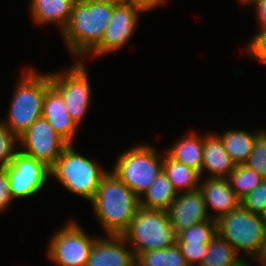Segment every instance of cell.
<instances>
[{"mask_svg":"<svg viewBox=\"0 0 266 266\" xmlns=\"http://www.w3.org/2000/svg\"><path fill=\"white\" fill-rule=\"evenodd\" d=\"M163 156V170L179 192L193 191L199 188L200 173L181 162L174 160L165 150Z\"/></svg>","mask_w":266,"mask_h":266,"instance_id":"obj_22","label":"cell"},{"mask_svg":"<svg viewBox=\"0 0 266 266\" xmlns=\"http://www.w3.org/2000/svg\"><path fill=\"white\" fill-rule=\"evenodd\" d=\"M142 13V9L131 4L116 5L102 41L84 58L104 57L126 46L136 31Z\"/></svg>","mask_w":266,"mask_h":266,"instance_id":"obj_11","label":"cell"},{"mask_svg":"<svg viewBox=\"0 0 266 266\" xmlns=\"http://www.w3.org/2000/svg\"><path fill=\"white\" fill-rule=\"evenodd\" d=\"M104 237L94 242L86 266H135V255L122 236Z\"/></svg>","mask_w":266,"mask_h":266,"instance_id":"obj_15","label":"cell"},{"mask_svg":"<svg viewBox=\"0 0 266 266\" xmlns=\"http://www.w3.org/2000/svg\"><path fill=\"white\" fill-rule=\"evenodd\" d=\"M162 5H164V3H166L167 0H158Z\"/></svg>","mask_w":266,"mask_h":266,"instance_id":"obj_40","label":"cell"},{"mask_svg":"<svg viewBox=\"0 0 266 266\" xmlns=\"http://www.w3.org/2000/svg\"><path fill=\"white\" fill-rule=\"evenodd\" d=\"M217 234L216 220L210 219L180 231L177 234V244L210 243Z\"/></svg>","mask_w":266,"mask_h":266,"instance_id":"obj_26","label":"cell"},{"mask_svg":"<svg viewBox=\"0 0 266 266\" xmlns=\"http://www.w3.org/2000/svg\"><path fill=\"white\" fill-rule=\"evenodd\" d=\"M19 151L42 162L49 169L68 145L43 117L18 137Z\"/></svg>","mask_w":266,"mask_h":266,"instance_id":"obj_10","label":"cell"},{"mask_svg":"<svg viewBox=\"0 0 266 266\" xmlns=\"http://www.w3.org/2000/svg\"><path fill=\"white\" fill-rule=\"evenodd\" d=\"M164 153L151 144H136L119 155L112 172L140 199L163 170Z\"/></svg>","mask_w":266,"mask_h":266,"instance_id":"obj_5","label":"cell"},{"mask_svg":"<svg viewBox=\"0 0 266 266\" xmlns=\"http://www.w3.org/2000/svg\"><path fill=\"white\" fill-rule=\"evenodd\" d=\"M261 131L260 129V131L257 130L251 133L244 129H229L222 134H216L220 137L226 152L233 162L236 165H241L245 164L250 157L255 138Z\"/></svg>","mask_w":266,"mask_h":266,"instance_id":"obj_20","label":"cell"},{"mask_svg":"<svg viewBox=\"0 0 266 266\" xmlns=\"http://www.w3.org/2000/svg\"><path fill=\"white\" fill-rule=\"evenodd\" d=\"M21 74L10 100L7 120H2L17 137L42 117L44 95L51 85L49 72L39 73L27 67Z\"/></svg>","mask_w":266,"mask_h":266,"instance_id":"obj_3","label":"cell"},{"mask_svg":"<svg viewBox=\"0 0 266 266\" xmlns=\"http://www.w3.org/2000/svg\"><path fill=\"white\" fill-rule=\"evenodd\" d=\"M177 245L189 266H199L207 254L209 243Z\"/></svg>","mask_w":266,"mask_h":266,"instance_id":"obj_31","label":"cell"},{"mask_svg":"<svg viewBox=\"0 0 266 266\" xmlns=\"http://www.w3.org/2000/svg\"><path fill=\"white\" fill-rule=\"evenodd\" d=\"M101 166L77 152L72 144H68L49 169V173L66 190L91 201L101 179L108 173V170Z\"/></svg>","mask_w":266,"mask_h":266,"instance_id":"obj_4","label":"cell"},{"mask_svg":"<svg viewBox=\"0 0 266 266\" xmlns=\"http://www.w3.org/2000/svg\"><path fill=\"white\" fill-rule=\"evenodd\" d=\"M76 0H30V17L36 25H57L61 33L67 25Z\"/></svg>","mask_w":266,"mask_h":266,"instance_id":"obj_18","label":"cell"},{"mask_svg":"<svg viewBox=\"0 0 266 266\" xmlns=\"http://www.w3.org/2000/svg\"><path fill=\"white\" fill-rule=\"evenodd\" d=\"M178 192L162 170L153 184L140 198V207L149 210L168 211Z\"/></svg>","mask_w":266,"mask_h":266,"instance_id":"obj_21","label":"cell"},{"mask_svg":"<svg viewBox=\"0 0 266 266\" xmlns=\"http://www.w3.org/2000/svg\"><path fill=\"white\" fill-rule=\"evenodd\" d=\"M247 55L258 63L266 65V29L258 30L246 46Z\"/></svg>","mask_w":266,"mask_h":266,"instance_id":"obj_30","label":"cell"},{"mask_svg":"<svg viewBox=\"0 0 266 266\" xmlns=\"http://www.w3.org/2000/svg\"><path fill=\"white\" fill-rule=\"evenodd\" d=\"M199 190L211 219L217 220L241 205V199L231 188L228 178L201 176Z\"/></svg>","mask_w":266,"mask_h":266,"instance_id":"obj_14","label":"cell"},{"mask_svg":"<svg viewBox=\"0 0 266 266\" xmlns=\"http://www.w3.org/2000/svg\"><path fill=\"white\" fill-rule=\"evenodd\" d=\"M250 260H253V263H257L259 266H266V234L258 252Z\"/></svg>","mask_w":266,"mask_h":266,"instance_id":"obj_35","label":"cell"},{"mask_svg":"<svg viewBox=\"0 0 266 266\" xmlns=\"http://www.w3.org/2000/svg\"><path fill=\"white\" fill-rule=\"evenodd\" d=\"M42 117L67 144L73 145L79 127L68 114L61 93L52 84L44 95Z\"/></svg>","mask_w":266,"mask_h":266,"instance_id":"obj_16","label":"cell"},{"mask_svg":"<svg viewBox=\"0 0 266 266\" xmlns=\"http://www.w3.org/2000/svg\"><path fill=\"white\" fill-rule=\"evenodd\" d=\"M263 179H266V130L256 136L253 150L245 163Z\"/></svg>","mask_w":266,"mask_h":266,"instance_id":"obj_28","label":"cell"},{"mask_svg":"<svg viewBox=\"0 0 266 266\" xmlns=\"http://www.w3.org/2000/svg\"><path fill=\"white\" fill-rule=\"evenodd\" d=\"M246 260V257H242L239 258L238 260H236L233 264L229 265V266H252L251 264H249L250 262Z\"/></svg>","mask_w":266,"mask_h":266,"instance_id":"obj_36","label":"cell"},{"mask_svg":"<svg viewBox=\"0 0 266 266\" xmlns=\"http://www.w3.org/2000/svg\"><path fill=\"white\" fill-rule=\"evenodd\" d=\"M125 4H131L139 7L144 12L152 11L157 7H161L162 4L158 0H124Z\"/></svg>","mask_w":266,"mask_h":266,"instance_id":"obj_34","label":"cell"},{"mask_svg":"<svg viewBox=\"0 0 266 266\" xmlns=\"http://www.w3.org/2000/svg\"><path fill=\"white\" fill-rule=\"evenodd\" d=\"M18 137L0 119V167H7L19 151Z\"/></svg>","mask_w":266,"mask_h":266,"instance_id":"obj_27","label":"cell"},{"mask_svg":"<svg viewBox=\"0 0 266 266\" xmlns=\"http://www.w3.org/2000/svg\"><path fill=\"white\" fill-rule=\"evenodd\" d=\"M94 1L107 2L115 5L124 4V0H94Z\"/></svg>","mask_w":266,"mask_h":266,"instance_id":"obj_37","label":"cell"},{"mask_svg":"<svg viewBox=\"0 0 266 266\" xmlns=\"http://www.w3.org/2000/svg\"><path fill=\"white\" fill-rule=\"evenodd\" d=\"M116 5L76 0L69 21L60 33L73 60H83L103 39Z\"/></svg>","mask_w":266,"mask_h":266,"instance_id":"obj_1","label":"cell"},{"mask_svg":"<svg viewBox=\"0 0 266 266\" xmlns=\"http://www.w3.org/2000/svg\"><path fill=\"white\" fill-rule=\"evenodd\" d=\"M70 68L49 72L51 84L61 93L66 110L75 124L83 123L92 101L89 73L83 60H75Z\"/></svg>","mask_w":266,"mask_h":266,"instance_id":"obj_8","label":"cell"},{"mask_svg":"<svg viewBox=\"0 0 266 266\" xmlns=\"http://www.w3.org/2000/svg\"><path fill=\"white\" fill-rule=\"evenodd\" d=\"M217 234L226 240L240 256L253 258L265 237L261 215L249 212L242 205L216 220ZM241 252V253H240ZM240 253V254H239Z\"/></svg>","mask_w":266,"mask_h":266,"instance_id":"obj_7","label":"cell"},{"mask_svg":"<svg viewBox=\"0 0 266 266\" xmlns=\"http://www.w3.org/2000/svg\"><path fill=\"white\" fill-rule=\"evenodd\" d=\"M8 172L13 199L29 198L36 195L47 184L49 168L35 158L18 151L11 163L5 167Z\"/></svg>","mask_w":266,"mask_h":266,"instance_id":"obj_12","label":"cell"},{"mask_svg":"<svg viewBox=\"0 0 266 266\" xmlns=\"http://www.w3.org/2000/svg\"><path fill=\"white\" fill-rule=\"evenodd\" d=\"M13 200L7 169L0 167V213H4L11 206Z\"/></svg>","mask_w":266,"mask_h":266,"instance_id":"obj_32","label":"cell"},{"mask_svg":"<svg viewBox=\"0 0 266 266\" xmlns=\"http://www.w3.org/2000/svg\"><path fill=\"white\" fill-rule=\"evenodd\" d=\"M240 257L226 240L216 234L199 266H229Z\"/></svg>","mask_w":266,"mask_h":266,"instance_id":"obj_24","label":"cell"},{"mask_svg":"<svg viewBox=\"0 0 266 266\" xmlns=\"http://www.w3.org/2000/svg\"><path fill=\"white\" fill-rule=\"evenodd\" d=\"M242 5H250V4H254L256 1H259V0H238Z\"/></svg>","mask_w":266,"mask_h":266,"instance_id":"obj_38","label":"cell"},{"mask_svg":"<svg viewBox=\"0 0 266 266\" xmlns=\"http://www.w3.org/2000/svg\"><path fill=\"white\" fill-rule=\"evenodd\" d=\"M135 260V266H189L177 244L139 253Z\"/></svg>","mask_w":266,"mask_h":266,"instance_id":"obj_23","label":"cell"},{"mask_svg":"<svg viewBox=\"0 0 266 266\" xmlns=\"http://www.w3.org/2000/svg\"><path fill=\"white\" fill-rule=\"evenodd\" d=\"M266 228V211L261 215Z\"/></svg>","mask_w":266,"mask_h":266,"instance_id":"obj_39","label":"cell"},{"mask_svg":"<svg viewBox=\"0 0 266 266\" xmlns=\"http://www.w3.org/2000/svg\"><path fill=\"white\" fill-rule=\"evenodd\" d=\"M241 205L253 214L262 215L266 211V179L241 199Z\"/></svg>","mask_w":266,"mask_h":266,"instance_id":"obj_29","label":"cell"},{"mask_svg":"<svg viewBox=\"0 0 266 266\" xmlns=\"http://www.w3.org/2000/svg\"><path fill=\"white\" fill-rule=\"evenodd\" d=\"M90 203L106 236H122L140 207V199L112 171L101 179Z\"/></svg>","mask_w":266,"mask_h":266,"instance_id":"obj_2","label":"cell"},{"mask_svg":"<svg viewBox=\"0 0 266 266\" xmlns=\"http://www.w3.org/2000/svg\"><path fill=\"white\" fill-rule=\"evenodd\" d=\"M165 151L176 161L197 170L201 175L203 163V136L190 132Z\"/></svg>","mask_w":266,"mask_h":266,"instance_id":"obj_19","label":"cell"},{"mask_svg":"<svg viewBox=\"0 0 266 266\" xmlns=\"http://www.w3.org/2000/svg\"><path fill=\"white\" fill-rule=\"evenodd\" d=\"M97 238L76 221L69 220L49 239L47 257L55 266H86Z\"/></svg>","mask_w":266,"mask_h":266,"instance_id":"obj_9","label":"cell"},{"mask_svg":"<svg viewBox=\"0 0 266 266\" xmlns=\"http://www.w3.org/2000/svg\"><path fill=\"white\" fill-rule=\"evenodd\" d=\"M236 164L226 152L220 137L213 133L203 136V163L201 168L202 177L228 178L235 169ZM207 172L206 176L203 174ZM209 173V174H208Z\"/></svg>","mask_w":266,"mask_h":266,"instance_id":"obj_17","label":"cell"},{"mask_svg":"<svg viewBox=\"0 0 266 266\" xmlns=\"http://www.w3.org/2000/svg\"><path fill=\"white\" fill-rule=\"evenodd\" d=\"M252 6L254 9L256 8V19L258 26H260L258 30L266 29V0L256 1Z\"/></svg>","mask_w":266,"mask_h":266,"instance_id":"obj_33","label":"cell"},{"mask_svg":"<svg viewBox=\"0 0 266 266\" xmlns=\"http://www.w3.org/2000/svg\"><path fill=\"white\" fill-rule=\"evenodd\" d=\"M167 212L176 234L192 225L211 219L199 188L179 192Z\"/></svg>","mask_w":266,"mask_h":266,"instance_id":"obj_13","label":"cell"},{"mask_svg":"<svg viewBox=\"0 0 266 266\" xmlns=\"http://www.w3.org/2000/svg\"><path fill=\"white\" fill-rule=\"evenodd\" d=\"M228 181L235 194L242 199L252 192L263 181V178L246 164H241L236 165L229 174Z\"/></svg>","mask_w":266,"mask_h":266,"instance_id":"obj_25","label":"cell"},{"mask_svg":"<svg viewBox=\"0 0 266 266\" xmlns=\"http://www.w3.org/2000/svg\"><path fill=\"white\" fill-rule=\"evenodd\" d=\"M122 237L128 242L135 257L145 251L168 248L177 244L167 211L139 207Z\"/></svg>","mask_w":266,"mask_h":266,"instance_id":"obj_6","label":"cell"}]
</instances>
